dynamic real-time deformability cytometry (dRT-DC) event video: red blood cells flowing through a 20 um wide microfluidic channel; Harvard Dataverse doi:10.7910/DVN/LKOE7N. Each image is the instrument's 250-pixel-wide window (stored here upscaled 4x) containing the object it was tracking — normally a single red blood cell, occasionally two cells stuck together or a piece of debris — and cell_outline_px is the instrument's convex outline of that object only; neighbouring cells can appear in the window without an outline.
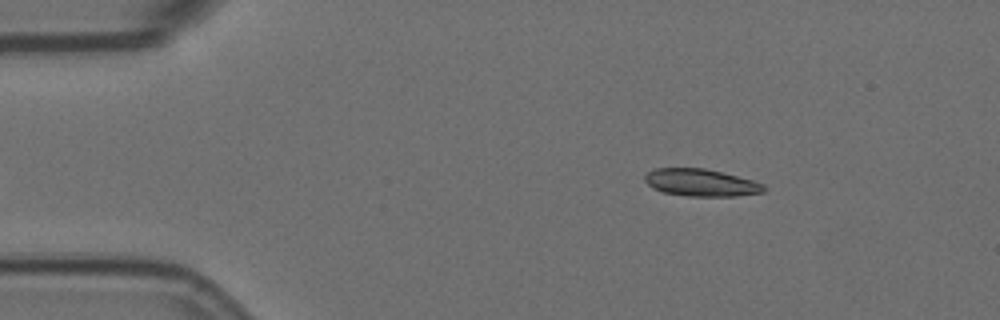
{"species": "Egyptian fruit bat (a non-hibernating species)", "species_latin": "Rousettus aegyptiacus", "temperature_condition": "room temperature", "stored_images_in_passage": 3, "camera_frame_rate_fps": 3000, "um_per_image_px": 0.085, "animal": {"sex": "female"}, "frame": {"image": 1, "passage_image": 1, "time_ms": 0.0, "image_size_px": [1000, 320], "cell_outline_px": [[768, 188], [764, 192], [736, 196], [688, 196], [664, 192], [652, 188], [644, 180], [644, 176], [648, 172], [656, 168], [704, 168], [752, 180], [764, 184]], "centroid_in_image_um": [59.59, 15.53], "position_along_channel_um": 25.4, "area_um2": 18.84}}